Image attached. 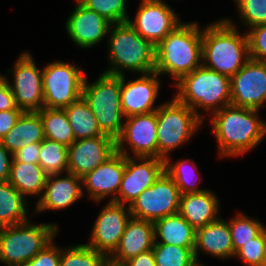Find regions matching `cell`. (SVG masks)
I'll return each mask as SVG.
<instances>
[{"mask_svg": "<svg viewBox=\"0 0 266 266\" xmlns=\"http://www.w3.org/2000/svg\"><path fill=\"white\" fill-rule=\"evenodd\" d=\"M116 152V140L108 135L75 140L68 147V173L80 178Z\"/></svg>", "mask_w": 266, "mask_h": 266, "instance_id": "cell-17", "label": "cell"}, {"mask_svg": "<svg viewBox=\"0 0 266 266\" xmlns=\"http://www.w3.org/2000/svg\"><path fill=\"white\" fill-rule=\"evenodd\" d=\"M9 79L0 75V111L19 109L16 106L14 95L9 85Z\"/></svg>", "mask_w": 266, "mask_h": 266, "instance_id": "cell-41", "label": "cell"}, {"mask_svg": "<svg viewBox=\"0 0 266 266\" xmlns=\"http://www.w3.org/2000/svg\"><path fill=\"white\" fill-rule=\"evenodd\" d=\"M121 76L101 73L95 82L84 79L82 97L94 113L103 134L120 136L125 116L121 108Z\"/></svg>", "mask_w": 266, "mask_h": 266, "instance_id": "cell-7", "label": "cell"}, {"mask_svg": "<svg viewBox=\"0 0 266 266\" xmlns=\"http://www.w3.org/2000/svg\"><path fill=\"white\" fill-rule=\"evenodd\" d=\"M153 224L155 243H165L180 247H195L196 230L179 212L157 219Z\"/></svg>", "mask_w": 266, "mask_h": 266, "instance_id": "cell-26", "label": "cell"}, {"mask_svg": "<svg viewBox=\"0 0 266 266\" xmlns=\"http://www.w3.org/2000/svg\"><path fill=\"white\" fill-rule=\"evenodd\" d=\"M234 25L226 18L202 30V65L230 78L250 59L247 34Z\"/></svg>", "mask_w": 266, "mask_h": 266, "instance_id": "cell-2", "label": "cell"}, {"mask_svg": "<svg viewBox=\"0 0 266 266\" xmlns=\"http://www.w3.org/2000/svg\"><path fill=\"white\" fill-rule=\"evenodd\" d=\"M202 65V29L197 22L181 23L155 47V72L175 84Z\"/></svg>", "mask_w": 266, "mask_h": 266, "instance_id": "cell-3", "label": "cell"}, {"mask_svg": "<svg viewBox=\"0 0 266 266\" xmlns=\"http://www.w3.org/2000/svg\"><path fill=\"white\" fill-rule=\"evenodd\" d=\"M257 109L227 105L212 114L219 156H239L257 147L266 135V123ZM262 120V121H261Z\"/></svg>", "mask_w": 266, "mask_h": 266, "instance_id": "cell-1", "label": "cell"}, {"mask_svg": "<svg viewBox=\"0 0 266 266\" xmlns=\"http://www.w3.org/2000/svg\"><path fill=\"white\" fill-rule=\"evenodd\" d=\"M219 199L205 190L180 195L179 213L196 230L219 219Z\"/></svg>", "mask_w": 266, "mask_h": 266, "instance_id": "cell-24", "label": "cell"}, {"mask_svg": "<svg viewBox=\"0 0 266 266\" xmlns=\"http://www.w3.org/2000/svg\"><path fill=\"white\" fill-rule=\"evenodd\" d=\"M27 203L8 181H0V228L28 221Z\"/></svg>", "mask_w": 266, "mask_h": 266, "instance_id": "cell-28", "label": "cell"}, {"mask_svg": "<svg viewBox=\"0 0 266 266\" xmlns=\"http://www.w3.org/2000/svg\"><path fill=\"white\" fill-rule=\"evenodd\" d=\"M155 243L154 224L148 220L131 217L121 241L109 260L123 264L127 260L153 248Z\"/></svg>", "mask_w": 266, "mask_h": 266, "instance_id": "cell-22", "label": "cell"}, {"mask_svg": "<svg viewBox=\"0 0 266 266\" xmlns=\"http://www.w3.org/2000/svg\"><path fill=\"white\" fill-rule=\"evenodd\" d=\"M266 247V228L255 238L249 240L236 253L235 256L241 259L248 266H262Z\"/></svg>", "mask_w": 266, "mask_h": 266, "instance_id": "cell-38", "label": "cell"}, {"mask_svg": "<svg viewBox=\"0 0 266 266\" xmlns=\"http://www.w3.org/2000/svg\"><path fill=\"white\" fill-rule=\"evenodd\" d=\"M86 75L74 64L55 61L43 68L44 108L64 109L82 97Z\"/></svg>", "mask_w": 266, "mask_h": 266, "instance_id": "cell-9", "label": "cell"}, {"mask_svg": "<svg viewBox=\"0 0 266 266\" xmlns=\"http://www.w3.org/2000/svg\"><path fill=\"white\" fill-rule=\"evenodd\" d=\"M200 251L223 260L235 256L229 224L226 220L219 218L196 229L194 257L197 263H199Z\"/></svg>", "mask_w": 266, "mask_h": 266, "instance_id": "cell-23", "label": "cell"}, {"mask_svg": "<svg viewBox=\"0 0 266 266\" xmlns=\"http://www.w3.org/2000/svg\"><path fill=\"white\" fill-rule=\"evenodd\" d=\"M180 195L175 181L164 171L133 201L129 210L133 218L154 222L179 212Z\"/></svg>", "mask_w": 266, "mask_h": 266, "instance_id": "cell-10", "label": "cell"}, {"mask_svg": "<svg viewBox=\"0 0 266 266\" xmlns=\"http://www.w3.org/2000/svg\"><path fill=\"white\" fill-rule=\"evenodd\" d=\"M124 120L122 132L116 139V151L128 157L133 153V157L158 158L156 111L125 117ZM124 143L130 145L132 153Z\"/></svg>", "mask_w": 266, "mask_h": 266, "instance_id": "cell-12", "label": "cell"}, {"mask_svg": "<svg viewBox=\"0 0 266 266\" xmlns=\"http://www.w3.org/2000/svg\"><path fill=\"white\" fill-rule=\"evenodd\" d=\"M231 105L260 110L266 103V63L249 59L231 78Z\"/></svg>", "mask_w": 266, "mask_h": 266, "instance_id": "cell-16", "label": "cell"}, {"mask_svg": "<svg viewBox=\"0 0 266 266\" xmlns=\"http://www.w3.org/2000/svg\"><path fill=\"white\" fill-rule=\"evenodd\" d=\"M82 5L97 12L112 24L125 23L129 19L126 0H85Z\"/></svg>", "mask_w": 266, "mask_h": 266, "instance_id": "cell-36", "label": "cell"}, {"mask_svg": "<svg viewBox=\"0 0 266 266\" xmlns=\"http://www.w3.org/2000/svg\"><path fill=\"white\" fill-rule=\"evenodd\" d=\"M43 124L44 137L69 147L75 137L64 109L42 108L37 112Z\"/></svg>", "mask_w": 266, "mask_h": 266, "instance_id": "cell-30", "label": "cell"}, {"mask_svg": "<svg viewBox=\"0 0 266 266\" xmlns=\"http://www.w3.org/2000/svg\"><path fill=\"white\" fill-rule=\"evenodd\" d=\"M156 266H194V247L154 243L152 248Z\"/></svg>", "mask_w": 266, "mask_h": 266, "instance_id": "cell-33", "label": "cell"}, {"mask_svg": "<svg viewBox=\"0 0 266 266\" xmlns=\"http://www.w3.org/2000/svg\"><path fill=\"white\" fill-rule=\"evenodd\" d=\"M160 75L157 72L143 74L136 80L126 81L125 74L121 76V108L125 117L147 114L156 111L154 103L160 89Z\"/></svg>", "mask_w": 266, "mask_h": 266, "instance_id": "cell-18", "label": "cell"}, {"mask_svg": "<svg viewBox=\"0 0 266 266\" xmlns=\"http://www.w3.org/2000/svg\"><path fill=\"white\" fill-rule=\"evenodd\" d=\"M135 18L128 23L155 47L182 22L177 13L163 0H141Z\"/></svg>", "mask_w": 266, "mask_h": 266, "instance_id": "cell-14", "label": "cell"}, {"mask_svg": "<svg viewBox=\"0 0 266 266\" xmlns=\"http://www.w3.org/2000/svg\"><path fill=\"white\" fill-rule=\"evenodd\" d=\"M43 124L37 112H24L14 127L0 140L13 155L24 146L44 140Z\"/></svg>", "mask_w": 266, "mask_h": 266, "instance_id": "cell-25", "label": "cell"}, {"mask_svg": "<svg viewBox=\"0 0 266 266\" xmlns=\"http://www.w3.org/2000/svg\"><path fill=\"white\" fill-rule=\"evenodd\" d=\"M109 257L87 244L70 246L61 250L59 266H105Z\"/></svg>", "mask_w": 266, "mask_h": 266, "instance_id": "cell-34", "label": "cell"}, {"mask_svg": "<svg viewBox=\"0 0 266 266\" xmlns=\"http://www.w3.org/2000/svg\"><path fill=\"white\" fill-rule=\"evenodd\" d=\"M245 27L266 23V0H234Z\"/></svg>", "mask_w": 266, "mask_h": 266, "instance_id": "cell-37", "label": "cell"}, {"mask_svg": "<svg viewBox=\"0 0 266 266\" xmlns=\"http://www.w3.org/2000/svg\"><path fill=\"white\" fill-rule=\"evenodd\" d=\"M75 140L104 135L98 121L83 97L64 108Z\"/></svg>", "mask_w": 266, "mask_h": 266, "instance_id": "cell-29", "label": "cell"}, {"mask_svg": "<svg viewBox=\"0 0 266 266\" xmlns=\"http://www.w3.org/2000/svg\"><path fill=\"white\" fill-rule=\"evenodd\" d=\"M125 171V155L115 152L93 171L82 177V186L90 199L96 203L111 195L110 201L118 196Z\"/></svg>", "mask_w": 266, "mask_h": 266, "instance_id": "cell-19", "label": "cell"}, {"mask_svg": "<svg viewBox=\"0 0 266 266\" xmlns=\"http://www.w3.org/2000/svg\"><path fill=\"white\" fill-rule=\"evenodd\" d=\"M157 113L158 158L166 159L169 153L190 140L202 127V119L175 97L159 105Z\"/></svg>", "mask_w": 266, "mask_h": 266, "instance_id": "cell-8", "label": "cell"}, {"mask_svg": "<svg viewBox=\"0 0 266 266\" xmlns=\"http://www.w3.org/2000/svg\"><path fill=\"white\" fill-rule=\"evenodd\" d=\"M40 153V142L28 144L13 154L12 161L38 164Z\"/></svg>", "mask_w": 266, "mask_h": 266, "instance_id": "cell-42", "label": "cell"}, {"mask_svg": "<svg viewBox=\"0 0 266 266\" xmlns=\"http://www.w3.org/2000/svg\"><path fill=\"white\" fill-rule=\"evenodd\" d=\"M13 83L9 82L16 106L24 112H38L43 108V69L37 67L33 56L27 51L14 63Z\"/></svg>", "mask_w": 266, "mask_h": 266, "instance_id": "cell-11", "label": "cell"}, {"mask_svg": "<svg viewBox=\"0 0 266 266\" xmlns=\"http://www.w3.org/2000/svg\"><path fill=\"white\" fill-rule=\"evenodd\" d=\"M262 266H266V247H265L264 260Z\"/></svg>", "mask_w": 266, "mask_h": 266, "instance_id": "cell-47", "label": "cell"}, {"mask_svg": "<svg viewBox=\"0 0 266 266\" xmlns=\"http://www.w3.org/2000/svg\"><path fill=\"white\" fill-rule=\"evenodd\" d=\"M164 161L165 172L175 181L180 194L199 193L207 190L197 187L198 183L194 180V177L197 176L195 172L198 171V169L194 162L189 159H180L172 164L170 157H167ZM189 163L192 164L190 165Z\"/></svg>", "mask_w": 266, "mask_h": 266, "instance_id": "cell-32", "label": "cell"}, {"mask_svg": "<svg viewBox=\"0 0 266 266\" xmlns=\"http://www.w3.org/2000/svg\"><path fill=\"white\" fill-rule=\"evenodd\" d=\"M246 34L250 58L266 63V23L250 28Z\"/></svg>", "mask_w": 266, "mask_h": 266, "instance_id": "cell-39", "label": "cell"}, {"mask_svg": "<svg viewBox=\"0 0 266 266\" xmlns=\"http://www.w3.org/2000/svg\"><path fill=\"white\" fill-rule=\"evenodd\" d=\"M164 171V159L125 156V171L118 196L114 201L130 206L145 189L156 182Z\"/></svg>", "mask_w": 266, "mask_h": 266, "instance_id": "cell-15", "label": "cell"}, {"mask_svg": "<svg viewBox=\"0 0 266 266\" xmlns=\"http://www.w3.org/2000/svg\"><path fill=\"white\" fill-rule=\"evenodd\" d=\"M61 249L53 240L22 266H59Z\"/></svg>", "mask_w": 266, "mask_h": 266, "instance_id": "cell-40", "label": "cell"}, {"mask_svg": "<svg viewBox=\"0 0 266 266\" xmlns=\"http://www.w3.org/2000/svg\"><path fill=\"white\" fill-rule=\"evenodd\" d=\"M23 113L21 109L0 111V140L14 127Z\"/></svg>", "mask_w": 266, "mask_h": 266, "instance_id": "cell-43", "label": "cell"}, {"mask_svg": "<svg viewBox=\"0 0 266 266\" xmlns=\"http://www.w3.org/2000/svg\"><path fill=\"white\" fill-rule=\"evenodd\" d=\"M77 3L76 4H83V2L85 1V0H75Z\"/></svg>", "mask_w": 266, "mask_h": 266, "instance_id": "cell-48", "label": "cell"}, {"mask_svg": "<svg viewBox=\"0 0 266 266\" xmlns=\"http://www.w3.org/2000/svg\"><path fill=\"white\" fill-rule=\"evenodd\" d=\"M31 221L0 228V262L22 266L48 245L58 233L56 224Z\"/></svg>", "mask_w": 266, "mask_h": 266, "instance_id": "cell-6", "label": "cell"}, {"mask_svg": "<svg viewBox=\"0 0 266 266\" xmlns=\"http://www.w3.org/2000/svg\"><path fill=\"white\" fill-rule=\"evenodd\" d=\"M112 23L82 4H76L66 21L65 28L71 40L79 48L88 49L108 36Z\"/></svg>", "mask_w": 266, "mask_h": 266, "instance_id": "cell-20", "label": "cell"}, {"mask_svg": "<svg viewBox=\"0 0 266 266\" xmlns=\"http://www.w3.org/2000/svg\"><path fill=\"white\" fill-rule=\"evenodd\" d=\"M105 266H124L123 264H116L108 260V262L105 264Z\"/></svg>", "mask_w": 266, "mask_h": 266, "instance_id": "cell-46", "label": "cell"}, {"mask_svg": "<svg viewBox=\"0 0 266 266\" xmlns=\"http://www.w3.org/2000/svg\"><path fill=\"white\" fill-rule=\"evenodd\" d=\"M230 85V77L201 65L174 84L178 89L174 97L204 120L199 109L209 111L212 115L231 104Z\"/></svg>", "mask_w": 266, "mask_h": 266, "instance_id": "cell-5", "label": "cell"}, {"mask_svg": "<svg viewBox=\"0 0 266 266\" xmlns=\"http://www.w3.org/2000/svg\"><path fill=\"white\" fill-rule=\"evenodd\" d=\"M48 174L39 164L12 161L8 182L24 197L39 196L41 198Z\"/></svg>", "mask_w": 266, "mask_h": 266, "instance_id": "cell-27", "label": "cell"}, {"mask_svg": "<svg viewBox=\"0 0 266 266\" xmlns=\"http://www.w3.org/2000/svg\"><path fill=\"white\" fill-rule=\"evenodd\" d=\"M108 35V62L112 66L103 73L122 76L125 69L140 74L155 72V46L128 22L112 24Z\"/></svg>", "mask_w": 266, "mask_h": 266, "instance_id": "cell-4", "label": "cell"}, {"mask_svg": "<svg viewBox=\"0 0 266 266\" xmlns=\"http://www.w3.org/2000/svg\"><path fill=\"white\" fill-rule=\"evenodd\" d=\"M124 266H156L153 250L146 252L127 260L123 263Z\"/></svg>", "mask_w": 266, "mask_h": 266, "instance_id": "cell-45", "label": "cell"}, {"mask_svg": "<svg viewBox=\"0 0 266 266\" xmlns=\"http://www.w3.org/2000/svg\"><path fill=\"white\" fill-rule=\"evenodd\" d=\"M194 266H204V265L201 263H196Z\"/></svg>", "mask_w": 266, "mask_h": 266, "instance_id": "cell-49", "label": "cell"}, {"mask_svg": "<svg viewBox=\"0 0 266 266\" xmlns=\"http://www.w3.org/2000/svg\"><path fill=\"white\" fill-rule=\"evenodd\" d=\"M11 159H9V156ZM13 155L2 145L0 141V181H8Z\"/></svg>", "mask_w": 266, "mask_h": 266, "instance_id": "cell-44", "label": "cell"}, {"mask_svg": "<svg viewBox=\"0 0 266 266\" xmlns=\"http://www.w3.org/2000/svg\"><path fill=\"white\" fill-rule=\"evenodd\" d=\"M38 164L48 174L68 172V147L56 141L44 138L40 142Z\"/></svg>", "mask_w": 266, "mask_h": 266, "instance_id": "cell-31", "label": "cell"}, {"mask_svg": "<svg viewBox=\"0 0 266 266\" xmlns=\"http://www.w3.org/2000/svg\"><path fill=\"white\" fill-rule=\"evenodd\" d=\"M228 224L234 253L265 229L264 225L257 219L249 218L242 213H238L237 216L230 219Z\"/></svg>", "mask_w": 266, "mask_h": 266, "instance_id": "cell-35", "label": "cell"}, {"mask_svg": "<svg viewBox=\"0 0 266 266\" xmlns=\"http://www.w3.org/2000/svg\"><path fill=\"white\" fill-rule=\"evenodd\" d=\"M60 175H48L43 194L35 206L37 213L67 208L84 195L82 178L68 172L66 176Z\"/></svg>", "mask_w": 266, "mask_h": 266, "instance_id": "cell-21", "label": "cell"}, {"mask_svg": "<svg viewBox=\"0 0 266 266\" xmlns=\"http://www.w3.org/2000/svg\"><path fill=\"white\" fill-rule=\"evenodd\" d=\"M131 217L129 206L109 200L98 214L91 231L90 241L86 244L110 257L119 246Z\"/></svg>", "mask_w": 266, "mask_h": 266, "instance_id": "cell-13", "label": "cell"}]
</instances>
